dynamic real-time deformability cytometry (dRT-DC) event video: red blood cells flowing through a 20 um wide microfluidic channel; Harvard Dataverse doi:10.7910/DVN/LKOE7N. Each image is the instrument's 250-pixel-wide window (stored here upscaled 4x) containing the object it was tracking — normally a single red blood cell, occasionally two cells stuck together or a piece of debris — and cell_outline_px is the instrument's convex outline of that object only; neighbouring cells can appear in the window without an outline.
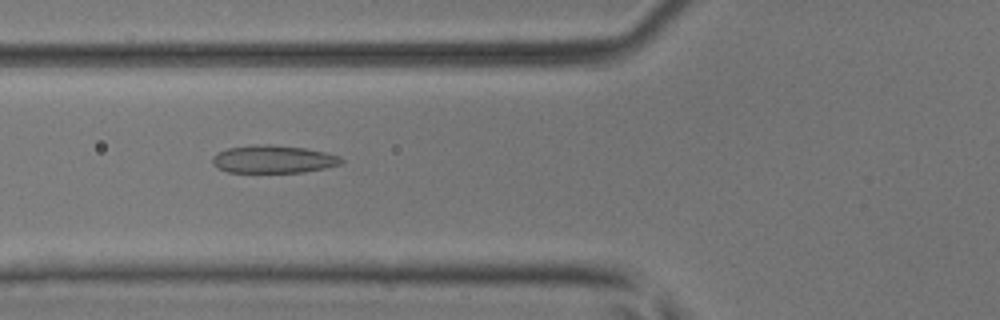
{"species": "common noctule bat (a hibernating species)", "species_latin": "Nyctalus noctula", "temperature_condition": "room temperature", "stored_images_in_passage": 6, "camera_frame_rate_fps": 3000, "um_per_image_px": 0.085, "animal": {"sex": "male", "body_mass_g": 17.9, "forearm_length_mm": 54.2}, "frame": {"image": 1, "passage_image": 3, "time_ms": 0.667, "image_size_px": [1000, 320], "cell_outline_px": [[344, 160], [340, 164], [324, 168], [304, 172], [228, 172], [216, 168], [212, 164], [212, 156], [216, 152], [228, 148], [252, 144], [268, 144], [304, 148], [324, 152], [340, 156]], "centroid_in_image_um": [23.17, 13.53], "position_along_channel_um": 102.6, "area_um2": 20.98}}
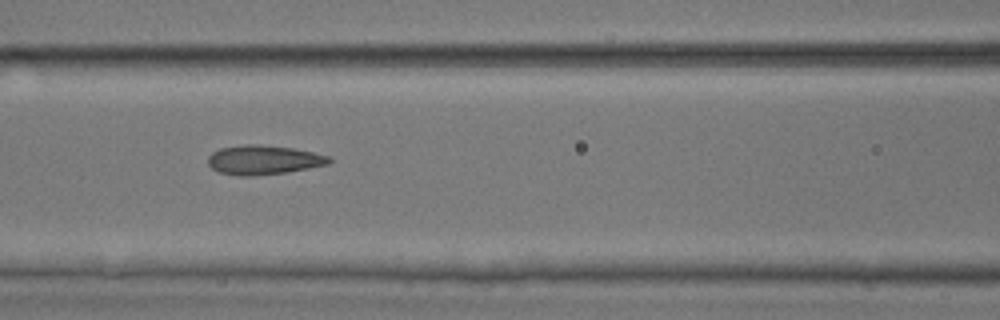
{"frame": {"image": 2, "passage_image": 4, "time_ms": 1.0, "image_size_px": [1000, 320], "cell_outline_px": [[332, 160], [328, 164], [288, 172], [252, 176], [236, 176], [220, 172], [212, 168], [208, 164], [208, 156], [212, 152], [220, 148], [244, 144], [260, 144], [292, 148], [332, 156]], "centroid_in_image_um": [22.4, 13.59], "position_along_channel_um": 144.2, "area_um2": 20.81}}